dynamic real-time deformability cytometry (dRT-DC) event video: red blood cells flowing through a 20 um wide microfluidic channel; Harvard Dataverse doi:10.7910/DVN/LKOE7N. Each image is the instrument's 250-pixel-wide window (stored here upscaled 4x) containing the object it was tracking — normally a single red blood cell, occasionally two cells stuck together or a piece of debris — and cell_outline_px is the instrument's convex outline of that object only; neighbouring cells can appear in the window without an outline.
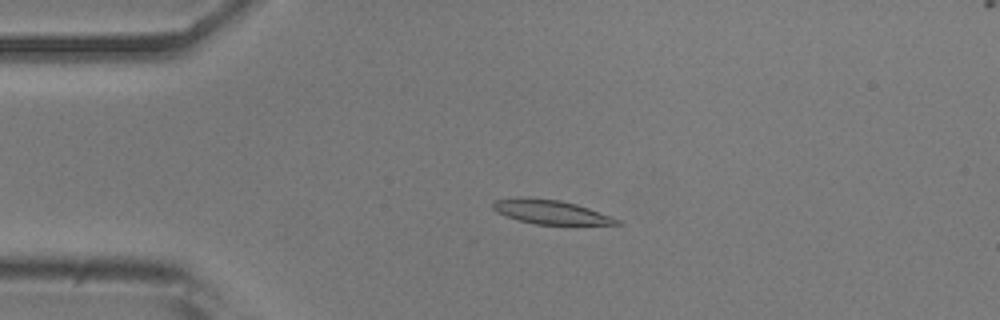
{"species": "common noctule bat (a hibernating species)", "species_latin": "Nyctalus noctula", "temperature_condition": "room temperature", "stored_images_in_passage": 52, "camera_frame_rate_fps": 3000, "um_per_image_px": 0.085, "animal": {"sex": "male", "body_mass_g": 20.5, "forearm_length_mm": 52.5}, "frame": {"image": 1, "passage_image": 12, "time_ms": 3.667, "image_size_px": [1000, 320], "cell_outline_px": [[624, 224], [536, 224], [520, 220], [496, 212], [492, 208], [492, 204], [496, 200], [520, 196], [528, 196], [560, 200], [576, 204], [612, 216], [620, 220]], "centroid_in_image_um": [46.79, 17.99], "position_along_channel_um": 38.2, "area_um2": 17.34}}
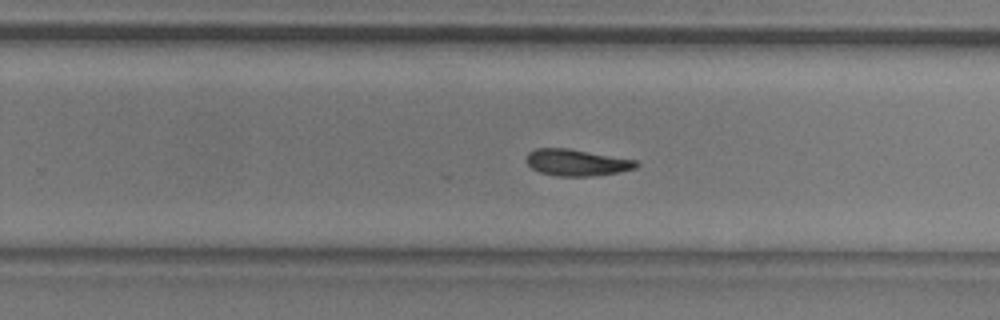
{"frame": {"image": 2, "passage_image": 33, "time_ms": 10.667, "image_size_px": [1000, 320], "cell_outline_px": [[640, 164], [636, 168], [620, 172], [592, 176], [556, 176], [540, 172], [532, 168], [524, 160], [528, 152], [536, 148], [568, 148], [636, 160]], "centroid_in_image_um": [49.0, 13.81], "position_along_channel_um": 280.8, "area_um2": 17.11}}
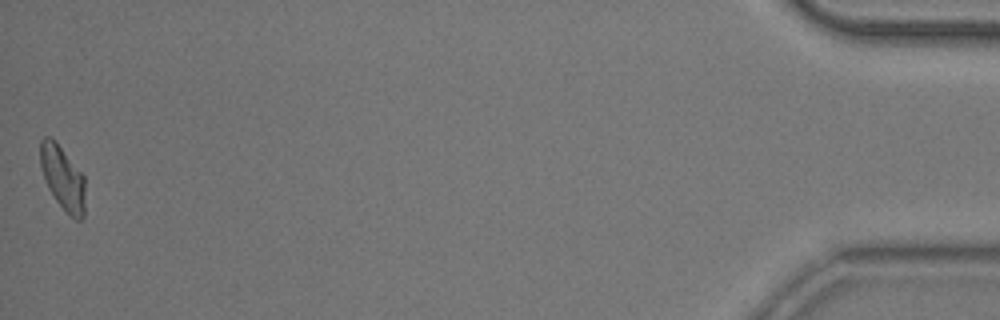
{"frame": {"image": 3, "passage_image": 52, "time_ms": 17.0, "image_size_px": [1000, 320], "cell_outline_px": [[84, 216], [80, 220], [76, 220], [68, 216], [56, 200], [48, 188], [40, 164], [40, 140], [44, 136], [52, 136], [56, 140], [84, 176]], "centroid_in_image_um": [5.32, 15.11], "position_along_channel_um": 429.9, "area_um2": 16.88}, "authors_computed_cell_mechanics": {"area_um2": 17.34, "velocity_mm_per_s": 3.8886, "shape_relaxation_time_tau1_ms": 6.3379, "shape_relaxation_time_tau2_ms": null, "deformation_change_tau1": 0.1858, "deformation_change_tau2": null}}